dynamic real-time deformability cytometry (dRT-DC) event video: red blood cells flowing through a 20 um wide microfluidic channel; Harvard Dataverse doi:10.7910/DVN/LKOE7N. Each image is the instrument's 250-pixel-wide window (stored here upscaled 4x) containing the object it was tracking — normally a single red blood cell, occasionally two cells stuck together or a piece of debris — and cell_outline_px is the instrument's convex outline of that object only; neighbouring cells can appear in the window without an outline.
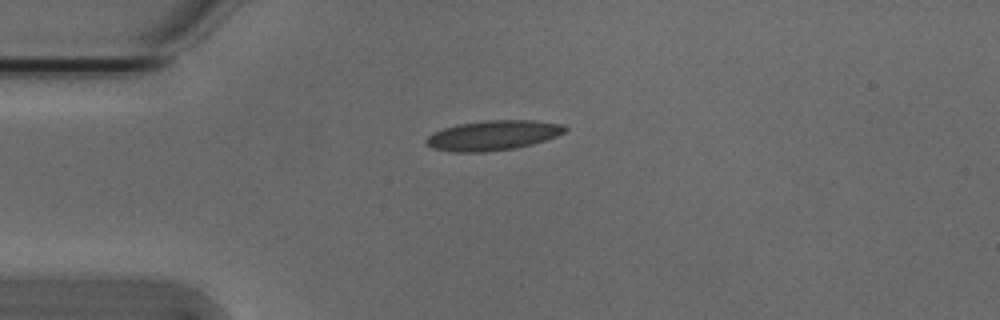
{"species": "Egyptian fruit bat (a non-hibernating species)", "species_latin": "Rousettus aegyptiacus", "temperature_condition": "cold", "stored_images_in_passage": 6, "camera_frame_rate_fps": 3000, "um_per_image_px": 0.085, "animal": {"sex": "male"}, "frame": {"image": 1, "passage_image": 1, "time_ms": 0.0, "image_size_px": [1000, 320], "cell_outline_px": [[568, 128], [564, 132], [556, 136], [532, 144], [516, 148], [484, 152], [456, 152], [432, 148], [424, 144], [424, 140], [428, 136], [444, 128], [460, 124], [484, 120], [532, 120], [564, 124]], "centroid_in_image_um": [41.91, 11.5], "position_along_channel_um": 43.1, "area_um2": 24.1}}
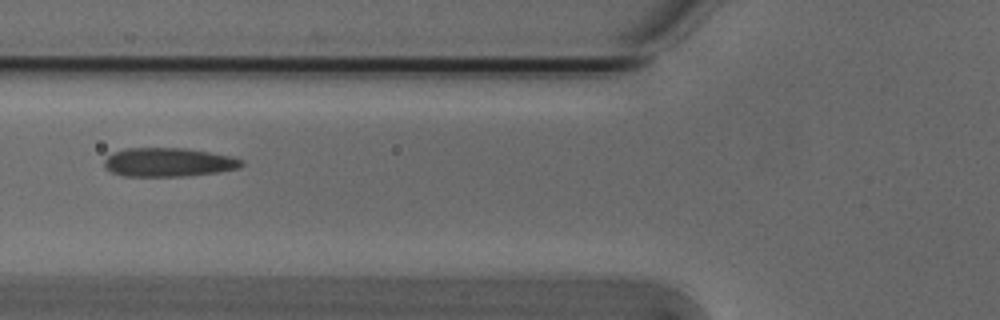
{"frame": {"image": 2, "passage_image": 3, "time_ms": 0.667, "image_size_px": [1000, 320], "cell_outline_px": [[244, 164], [240, 168], [216, 172], [184, 176], [124, 176], [112, 172], [104, 168], [104, 160], [112, 152], [128, 148], [184, 148], [232, 156], [244, 160]], "centroid_in_image_um": [14.32, 13.79], "position_along_channel_um": 111.5, "area_um2": 23.06}}
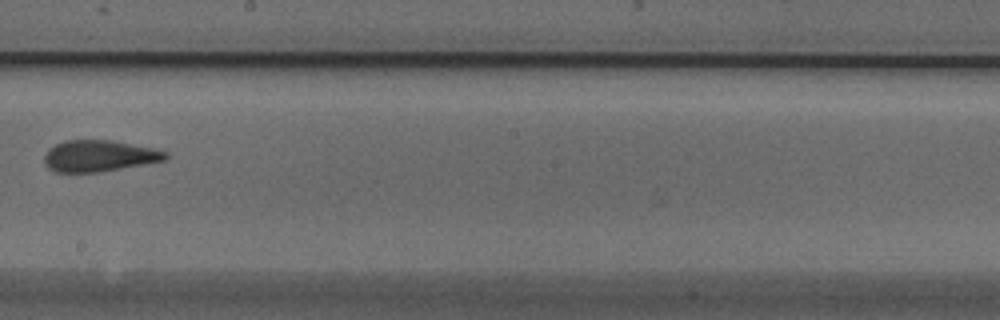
{"frame": {"image": 3, "passage_image": 6, "time_ms": 1.667, "image_size_px": [1000, 320], "cell_outline_px": [[168, 160], [96, 172], [56, 172], [48, 168], [44, 164], [44, 156], [48, 148], [64, 140], [112, 140], [152, 148], [168, 152]], "centroid_in_image_um": [8.41, 13.25], "position_along_channel_um": 239.8, "area_um2": 22.14}}